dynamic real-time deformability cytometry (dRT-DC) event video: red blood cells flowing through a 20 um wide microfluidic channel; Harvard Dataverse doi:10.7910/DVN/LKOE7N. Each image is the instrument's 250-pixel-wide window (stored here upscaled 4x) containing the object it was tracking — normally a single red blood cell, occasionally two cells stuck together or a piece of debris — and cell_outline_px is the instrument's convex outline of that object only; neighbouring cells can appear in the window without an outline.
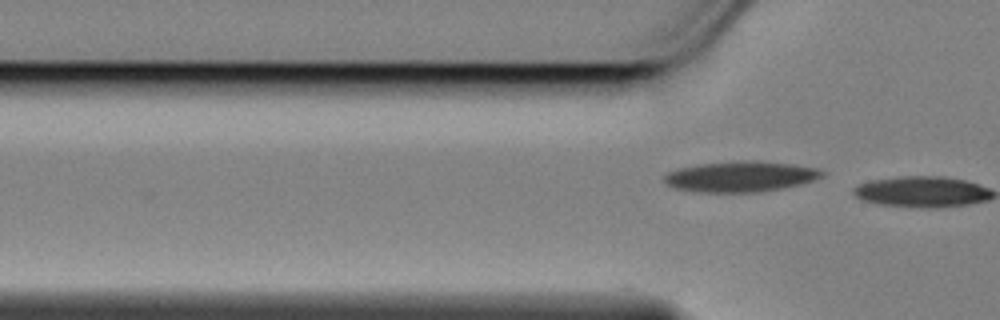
{"species": "Egyptian fruit bat (a non-hibernating species)", "species_latin": "Rousettus aegyptiacus", "temperature_condition": "cold", "stored_images_in_passage": 14, "camera_frame_rate_fps": 3000, "um_per_image_px": 0.085, "animal": {"sex": "female"}, "frame": {"image": 1, "passage_image": 14, "time_ms": 4.333, "image_size_px": [1000, 320], "cell_outline_px": [[824, 176], [816, 180], [804, 184], [760, 192], [700, 192], [672, 188], [664, 184], [664, 176], [668, 172], [676, 168], [696, 164], [732, 160], [756, 160], [792, 164], [816, 168], [824, 172]], "centroid_in_image_um": [62.92, 15.0], "position_along_channel_um": 62.9, "area_um2": 28.78}}